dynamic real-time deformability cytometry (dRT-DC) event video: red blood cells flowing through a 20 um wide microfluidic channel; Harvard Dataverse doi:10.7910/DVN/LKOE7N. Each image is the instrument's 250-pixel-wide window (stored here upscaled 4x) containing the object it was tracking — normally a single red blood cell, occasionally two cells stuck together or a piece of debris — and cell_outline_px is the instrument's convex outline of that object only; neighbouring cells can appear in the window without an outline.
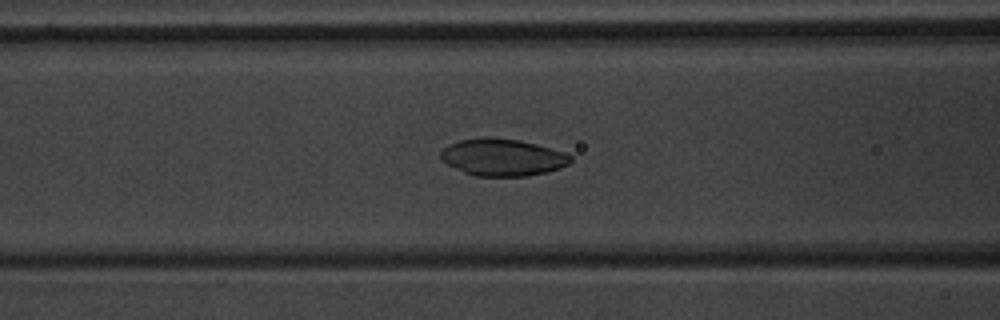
{"species": "common noctule bat (a hibernating species)", "species_latin": "Nyctalus noctula", "temperature_condition": "warm", "stored_images_in_passage": 38, "camera_frame_rate_fps": 3000, "um_per_image_px": 0.085, "animal": {"sex": "male", "body_mass_g": 20.1, "forearm_length_mm": 53.5}, "frame": {"image": 1, "passage_image": 6, "time_ms": 1.667, "image_size_px": [1000, 320], "cell_outline_px": [[572, 160], [568, 164], [560, 168], [548, 172], [524, 176], [476, 176], [464, 172], [448, 164], [440, 156], [440, 152], [448, 144], [460, 140], [484, 136], [488, 136], [520, 140], [536, 144], [564, 152], [572, 156]], "centroid_in_image_um": [42.73, 13.36], "position_along_channel_um": 123.9, "area_um2": 28.09}}
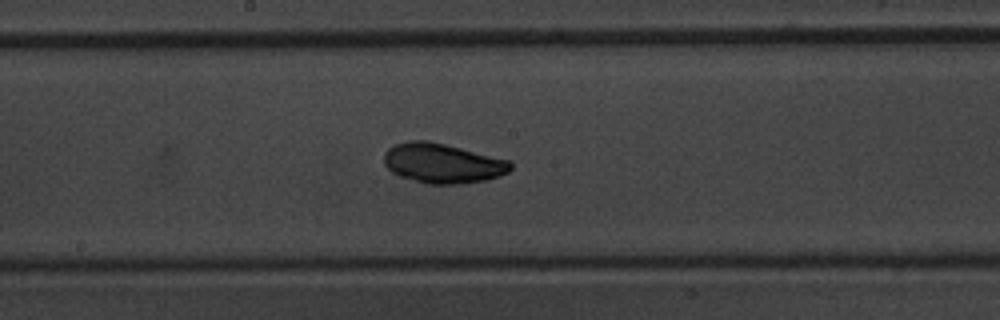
{"frame": {"image": 2, "passage_image": 13, "time_ms": 4.0, "image_size_px": [1000, 320], "cell_outline_px": [[512, 168], [508, 172], [500, 176], [488, 180], [460, 184], [428, 184], [400, 176], [392, 172], [384, 164], [384, 152], [388, 148], [396, 144], [408, 140], [428, 140], [512, 160]], "centroid_in_image_um": [37.65, 13.87], "position_along_channel_um": 210.5, "area_um2": 29.59}}
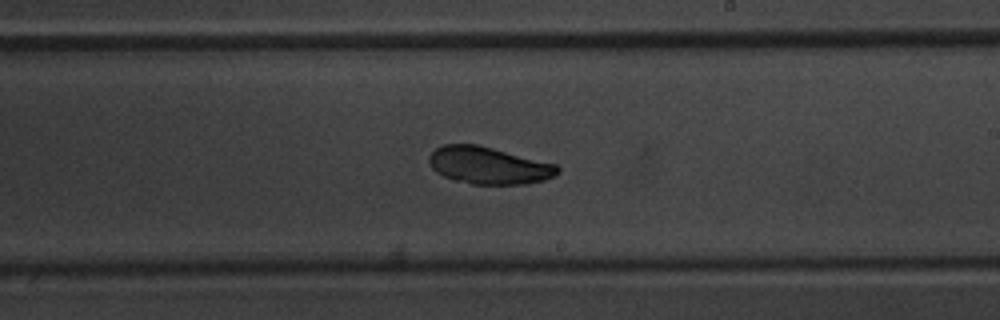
{"frame": {"image": 3, "passage_image": 16, "time_ms": 5.0, "image_size_px": [1000, 320], "cell_outline_px": [[560, 172], [556, 176], [544, 180], [528, 184], [472, 184], [456, 180], [444, 176], [436, 172], [432, 168], [428, 160], [428, 156], [436, 148], [444, 144], [476, 144], [556, 164], [560, 168]], "centroid_in_image_um": [41.55, 14.07], "position_along_channel_um": 247.5, "area_um2": 27.8}}